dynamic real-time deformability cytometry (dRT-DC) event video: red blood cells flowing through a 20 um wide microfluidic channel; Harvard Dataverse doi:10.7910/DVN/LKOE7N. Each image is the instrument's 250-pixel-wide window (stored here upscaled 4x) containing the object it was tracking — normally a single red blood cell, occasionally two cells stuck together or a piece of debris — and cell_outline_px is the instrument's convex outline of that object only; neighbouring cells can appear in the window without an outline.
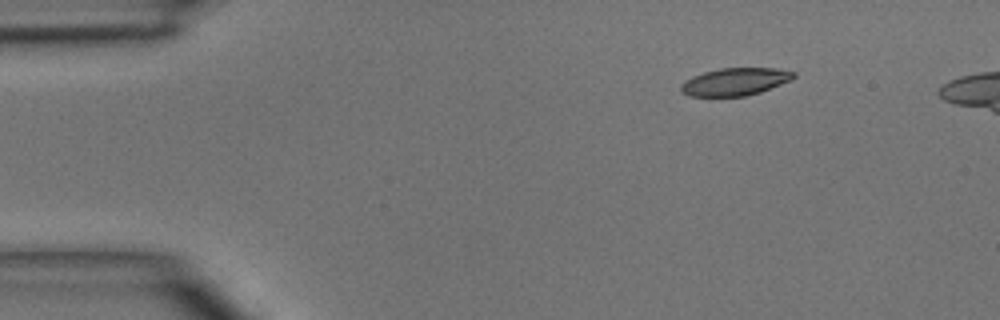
{"species": "common noctule bat (a hibernating species)", "species_latin": "Nyctalus noctula", "temperature_condition": "room temperature", "stored_images_in_passage": 3, "camera_frame_rate_fps": 3000, "um_per_image_px": 0.085, "animal": {"sex": "male", "body_mass_g": 15.6}, "frame": {"image": 1, "passage_image": 1, "time_ms": 0.0, "image_size_px": [1000, 320], "cell_outline_px": [[796, 76], [792, 80], [760, 92], [744, 96], [688, 96], [680, 92], [680, 84], [684, 80], [692, 76], [704, 72], [720, 68], [776, 68], [796, 72]], "centroid_in_image_um": [62.46, 6.94], "position_along_channel_um": 22.5, "area_um2": 18.26}}
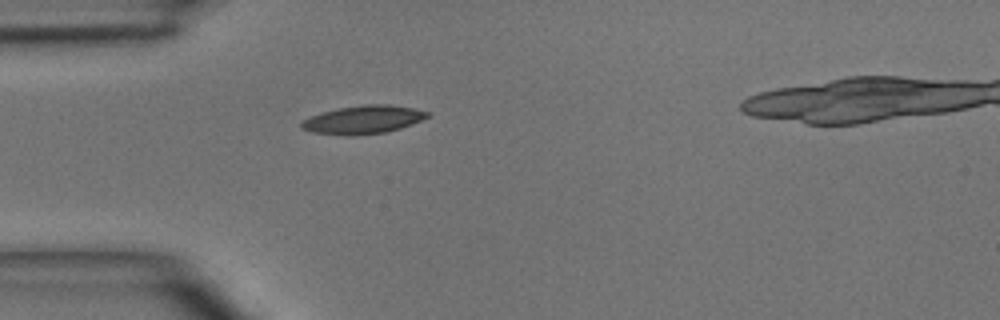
{"frame": {"image": 2, "passage_image": 3, "time_ms": 2.333, "image_size_px": [1000, 320], "cell_outline_px": [[432, 116], [412, 124], [388, 132], [356, 136], [344, 136], [312, 132], [300, 128], [300, 124], [304, 120], [320, 112], [340, 108], [364, 104], [388, 104], [412, 108], [428, 112]], "centroid_in_image_um": [30.88, 10.18], "position_along_channel_um": 54.1, "area_um2": 20.92}}